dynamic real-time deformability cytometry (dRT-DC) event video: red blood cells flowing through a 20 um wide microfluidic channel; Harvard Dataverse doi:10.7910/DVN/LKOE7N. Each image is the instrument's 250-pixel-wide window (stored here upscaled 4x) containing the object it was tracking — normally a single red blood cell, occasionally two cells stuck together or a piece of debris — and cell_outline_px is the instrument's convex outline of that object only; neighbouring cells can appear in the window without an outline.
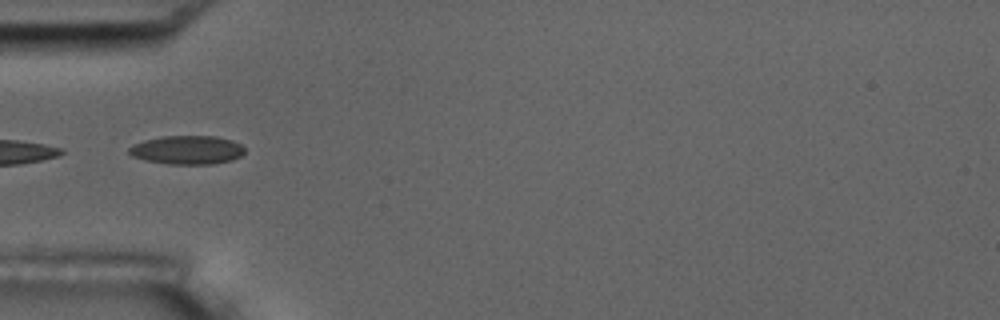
{"species": "common noctule bat (a hibernating species)", "species_latin": "Nyctalus noctula", "temperature_condition": "room temperature", "stored_images_in_passage": 7, "camera_frame_rate_fps": 3000, "um_per_image_px": 0.085, "animal": {"sex": "male", "body_mass_g": 17.5, "forearm_length_mm": 52.3}, "frame": {"image": 1, "passage_image": 6, "time_ms": 5.667, "image_size_px": [1000, 320], "cell_outline_px": [[244, 152], [240, 156], [232, 160], [212, 164], [168, 164], [144, 160], [132, 156], [128, 152], [128, 148], [132, 144], [144, 140], [160, 136], [216, 136], [232, 140], [240, 144], [244, 148]], "centroid_in_image_um": [15.88, 12.74], "position_along_channel_um": 69.1, "area_um2": 19.48}}